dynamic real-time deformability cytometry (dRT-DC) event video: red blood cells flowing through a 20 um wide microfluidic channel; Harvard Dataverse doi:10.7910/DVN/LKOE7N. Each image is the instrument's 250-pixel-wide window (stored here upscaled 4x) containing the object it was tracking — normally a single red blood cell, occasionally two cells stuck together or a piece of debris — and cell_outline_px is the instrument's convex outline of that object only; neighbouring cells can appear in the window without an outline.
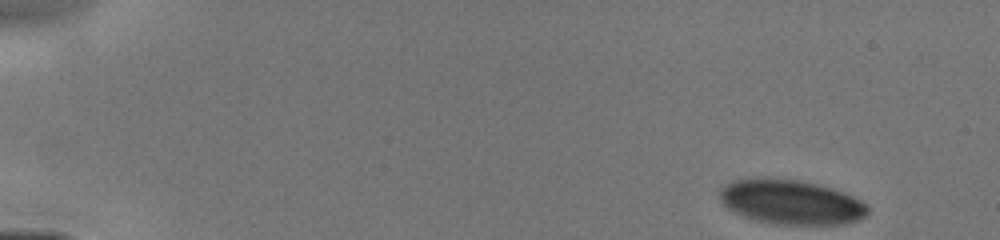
{"species": "human", "species_latin": "Homo sapiens", "temperature_condition": "cold", "stored_images_in_passage": 9, "camera_frame_rate_fps": 3000, "um_per_image_px": 0.085, "donor": {"sex": "male"}, "frame": {"image": 1, "passage_image": 1, "time_ms": 0.0, "image_size_px": [1000, 240], "cell_outline_px": [[868, 216], [860, 220], [844, 224], [772, 224], [756, 220], [732, 212], [720, 200], [720, 188], [732, 180], [760, 176], [768, 176], [800, 180], [832, 188], [844, 192], [868, 204]], "centroid_in_image_um": [67.23, 17.15], "position_along_channel_um": 17.8, "area_um2": 39.13}}
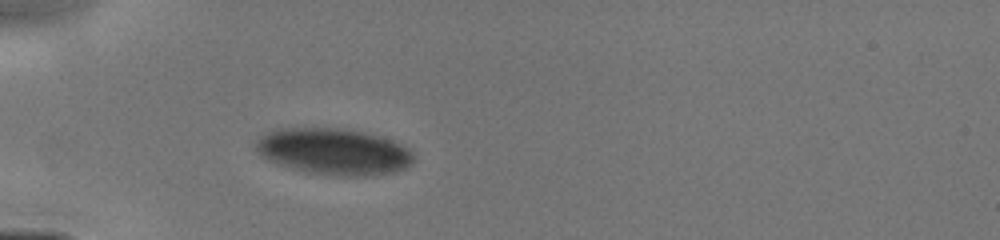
{"frame": {"image": 2, "passage_image": 6, "time_ms": 3.667, "image_size_px": [1000, 240], "cell_outline_px": [[412, 164], [404, 168], [392, 172], [364, 176], [336, 176], [308, 172], [276, 164], [260, 156], [256, 148], [256, 140], [260, 136], [276, 128], [340, 128], [364, 132], [380, 136], [392, 140], [408, 148], [412, 152]], "centroid_in_image_um": [28.33, 12.88], "position_along_channel_um": 56.7, "area_um2": 42.66}}